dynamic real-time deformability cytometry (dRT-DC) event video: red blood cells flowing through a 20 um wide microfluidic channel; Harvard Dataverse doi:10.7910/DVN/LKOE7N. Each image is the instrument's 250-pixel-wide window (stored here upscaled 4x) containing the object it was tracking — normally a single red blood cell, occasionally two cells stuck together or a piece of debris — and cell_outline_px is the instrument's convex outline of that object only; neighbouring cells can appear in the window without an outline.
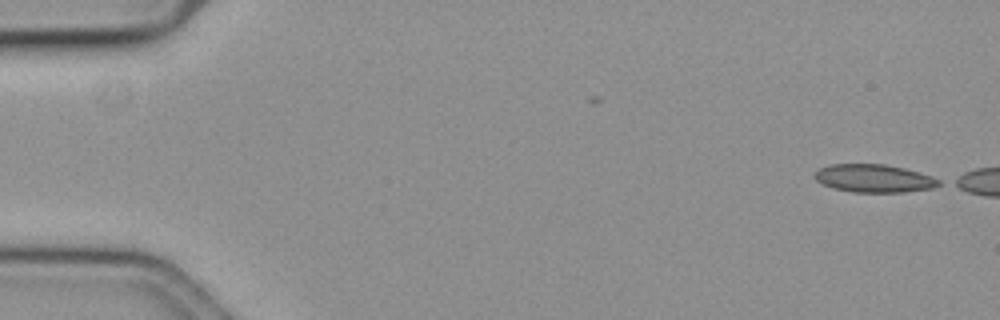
{"species": "common noctule bat (a hibernating species)", "species_latin": "Nyctalus noctula", "temperature_condition": "cold", "stored_images_in_passage": 5, "camera_frame_rate_fps": 3000, "um_per_image_px": 0.085, "animal": {"sex": "female", "body_mass_g": 19.3, "forearm_length_mm": 54.1}, "frame": {"image": 1, "passage_image": 5, "time_ms": 1.333, "image_size_px": [1000, 320], "cell_outline_px": [[940, 184], [932, 188], [904, 192], [852, 192], [832, 188], [816, 180], [816, 172], [820, 168], [828, 164], [884, 164], [904, 168], [932, 176], [940, 180]], "centroid_in_image_um": [74.29, 15.16], "position_along_channel_um": 10.7, "area_um2": 20.11}}